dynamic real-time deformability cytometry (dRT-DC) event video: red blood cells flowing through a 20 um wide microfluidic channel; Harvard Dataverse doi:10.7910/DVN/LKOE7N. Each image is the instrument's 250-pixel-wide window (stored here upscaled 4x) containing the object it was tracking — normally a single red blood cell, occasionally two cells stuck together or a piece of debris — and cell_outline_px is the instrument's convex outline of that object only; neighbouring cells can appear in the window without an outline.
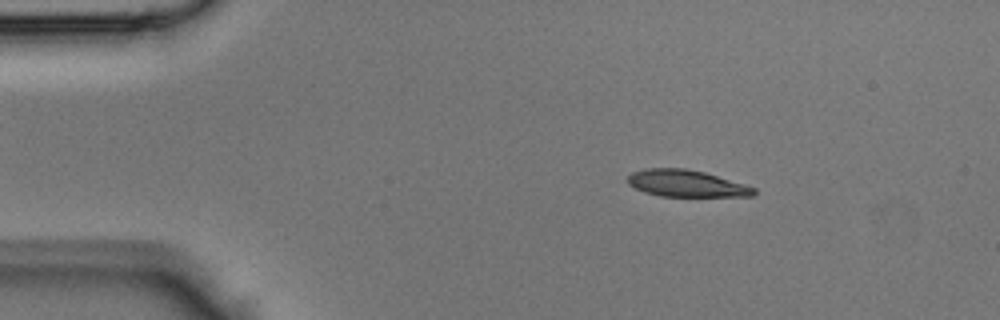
{"species": "Egyptian fruit bat (a non-hibernating species)", "species_latin": "Rousettus aegyptiacus", "temperature_condition": "room temperature", "stored_images_in_passage": 42, "camera_frame_rate_fps": 3000, "um_per_image_px": 0.085, "animal": {"sex": "male"}, "frame": {"image": 1, "passage_image": 6, "time_ms": 1.667, "image_size_px": [1000, 320], "cell_outline_px": [[756, 192], [752, 196], [660, 196], [644, 192], [628, 184], [628, 176], [632, 172], [644, 168], [684, 168], [704, 172], [744, 184], [756, 188]], "centroid_in_image_um": [58.31, 15.59], "position_along_channel_um": 26.7, "area_um2": 19.59}}
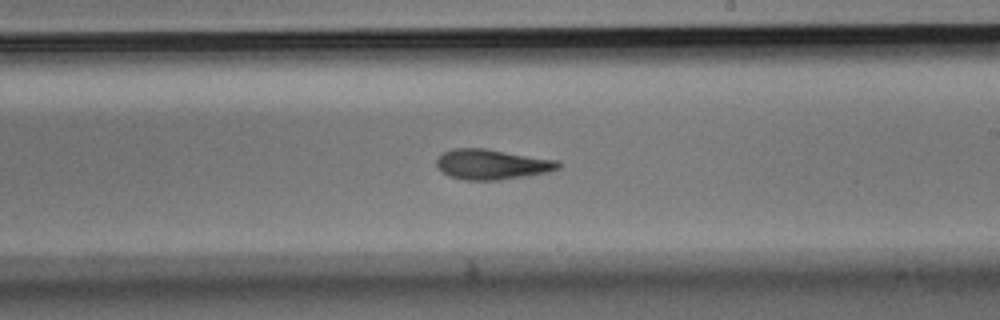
{"frame": {"image": 2, "passage_image": 24, "time_ms": 7.667, "image_size_px": [1000, 320], "cell_outline_px": [[560, 168], [548, 172], [524, 176], [496, 180], [464, 180], [448, 176], [436, 164], [436, 156], [452, 148], [484, 148], [560, 160]], "centroid_in_image_um": [41.81, 13.96], "position_along_channel_um": 247.2, "area_um2": 21.5}}
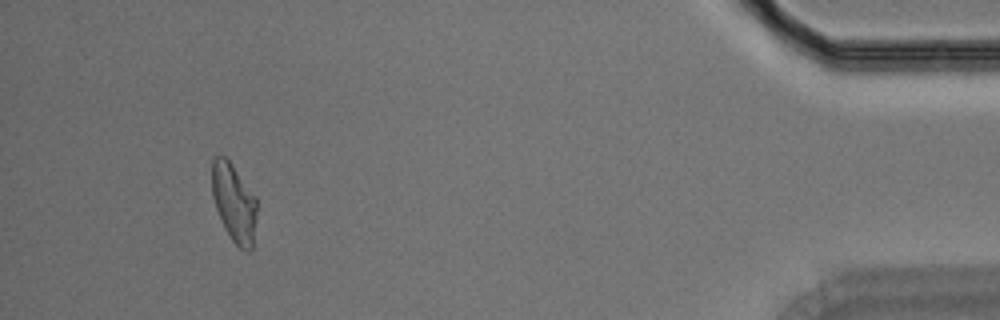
{"frame": {"image": 3, "passage_image": 39, "time_ms": 12.667, "image_size_px": [1000, 320], "cell_outline_px": [[256, 220], [252, 248], [248, 252], [244, 252], [232, 240], [224, 228], [216, 208], [212, 196], [212, 160], [216, 156], [224, 156], [232, 164], [256, 196]], "centroid_in_image_um": [19.89, 17.25], "position_along_channel_um": 415.3, "area_um2": 20.52}}